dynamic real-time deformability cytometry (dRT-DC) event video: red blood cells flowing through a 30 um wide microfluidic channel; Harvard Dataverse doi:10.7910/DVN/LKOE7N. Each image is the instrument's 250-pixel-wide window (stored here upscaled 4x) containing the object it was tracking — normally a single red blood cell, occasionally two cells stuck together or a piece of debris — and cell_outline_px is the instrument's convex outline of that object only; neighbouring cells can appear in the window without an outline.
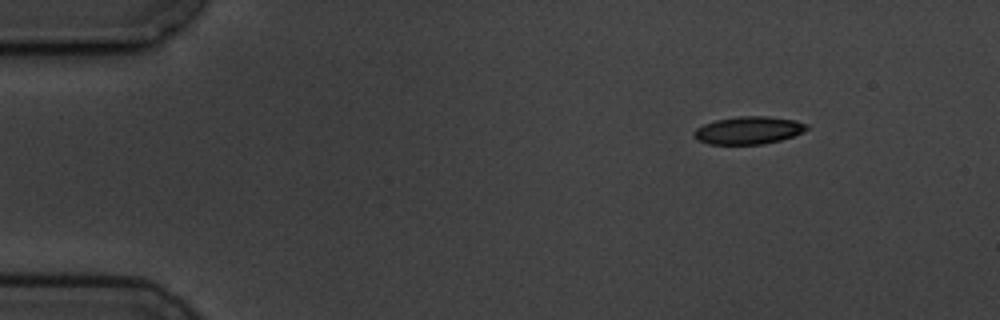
{"species": "common noctule bat (a hibernating species)", "species_latin": "Nyctalus noctula", "temperature_condition": "cold", "stored_images_in_passage": 3, "camera_frame_rate_fps": 3000, "um_per_image_px": 0.085, "animal": {"sex": "male", "body_mass_g": 19.5, "forearm_length_mm": 54.6}, "frame": {"image": 1, "passage_image": 1, "time_ms": 0.0, "image_size_px": [1000, 320], "cell_outline_px": [[808, 128], [792, 136], [780, 140], [764, 144], [708, 144], [696, 140], [692, 132], [696, 128], [704, 124], [716, 120], [736, 116], [768, 116], [796, 120], [808, 124]], "centroid_in_image_um": [63.59, 11.07], "position_along_channel_um": 21.4, "area_um2": 18.21}}